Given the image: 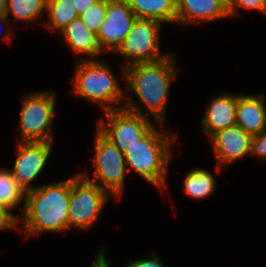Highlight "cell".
<instances>
[{
    "mask_svg": "<svg viewBox=\"0 0 266 267\" xmlns=\"http://www.w3.org/2000/svg\"><path fill=\"white\" fill-rule=\"evenodd\" d=\"M230 18L226 0H176V24L186 26Z\"/></svg>",
    "mask_w": 266,
    "mask_h": 267,
    "instance_id": "cell-13",
    "label": "cell"
},
{
    "mask_svg": "<svg viewBox=\"0 0 266 267\" xmlns=\"http://www.w3.org/2000/svg\"><path fill=\"white\" fill-rule=\"evenodd\" d=\"M6 1L7 0H0V15L6 14Z\"/></svg>",
    "mask_w": 266,
    "mask_h": 267,
    "instance_id": "cell-30",
    "label": "cell"
},
{
    "mask_svg": "<svg viewBox=\"0 0 266 267\" xmlns=\"http://www.w3.org/2000/svg\"><path fill=\"white\" fill-rule=\"evenodd\" d=\"M110 195L81 173L70 177L69 230L94 227Z\"/></svg>",
    "mask_w": 266,
    "mask_h": 267,
    "instance_id": "cell-7",
    "label": "cell"
},
{
    "mask_svg": "<svg viewBox=\"0 0 266 267\" xmlns=\"http://www.w3.org/2000/svg\"><path fill=\"white\" fill-rule=\"evenodd\" d=\"M107 120H98L97 129L125 154L127 145L143 138L155 125L150 117L129 111L126 108L106 111Z\"/></svg>",
    "mask_w": 266,
    "mask_h": 267,
    "instance_id": "cell-9",
    "label": "cell"
},
{
    "mask_svg": "<svg viewBox=\"0 0 266 267\" xmlns=\"http://www.w3.org/2000/svg\"><path fill=\"white\" fill-rule=\"evenodd\" d=\"M176 64L175 53L171 52L157 62L135 63L127 66L125 81L128 91L135 93L140 104L126 94L124 108L146 117L151 116L155 123L164 124L171 82L179 71ZM140 105L144 106L145 112Z\"/></svg>",
    "mask_w": 266,
    "mask_h": 267,
    "instance_id": "cell-1",
    "label": "cell"
},
{
    "mask_svg": "<svg viewBox=\"0 0 266 267\" xmlns=\"http://www.w3.org/2000/svg\"><path fill=\"white\" fill-rule=\"evenodd\" d=\"M129 265L131 267H165L163 262L160 261L155 252H153V256H151L150 258L146 257L135 261L131 260L129 262Z\"/></svg>",
    "mask_w": 266,
    "mask_h": 267,
    "instance_id": "cell-25",
    "label": "cell"
},
{
    "mask_svg": "<svg viewBox=\"0 0 266 267\" xmlns=\"http://www.w3.org/2000/svg\"><path fill=\"white\" fill-rule=\"evenodd\" d=\"M16 229V220L0 206V230Z\"/></svg>",
    "mask_w": 266,
    "mask_h": 267,
    "instance_id": "cell-26",
    "label": "cell"
},
{
    "mask_svg": "<svg viewBox=\"0 0 266 267\" xmlns=\"http://www.w3.org/2000/svg\"><path fill=\"white\" fill-rule=\"evenodd\" d=\"M48 0H7L6 16H12L13 21L34 22L47 11Z\"/></svg>",
    "mask_w": 266,
    "mask_h": 267,
    "instance_id": "cell-21",
    "label": "cell"
},
{
    "mask_svg": "<svg viewBox=\"0 0 266 267\" xmlns=\"http://www.w3.org/2000/svg\"><path fill=\"white\" fill-rule=\"evenodd\" d=\"M251 136L238 125L215 133L209 140L217 160L216 171L250 155Z\"/></svg>",
    "mask_w": 266,
    "mask_h": 267,
    "instance_id": "cell-12",
    "label": "cell"
},
{
    "mask_svg": "<svg viewBox=\"0 0 266 267\" xmlns=\"http://www.w3.org/2000/svg\"><path fill=\"white\" fill-rule=\"evenodd\" d=\"M106 247H100L91 267H110L109 260L106 258Z\"/></svg>",
    "mask_w": 266,
    "mask_h": 267,
    "instance_id": "cell-27",
    "label": "cell"
},
{
    "mask_svg": "<svg viewBox=\"0 0 266 267\" xmlns=\"http://www.w3.org/2000/svg\"><path fill=\"white\" fill-rule=\"evenodd\" d=\"M227 8L229 17L238 15V8L257 10L266 15V0H228Z\"/></svg>",
    "mask_w": 266,
    "mask_h": 267,
    "instance_id": "cell-23",
    "label": "cell"
},
{
    "mask_svg": "<svg viewBox=\"0 0 266 267\" xmlns=\"http://www.w3.org/2000/svg\"><path fill=\"white\" fill-rule=\"evenodd\" d=\"M108 0H99L89 9L79 15L88 29L97 35L101 24L105 20Z\"/></svg>",
    "mask_w": 266,
    "mask_h": 267,
    "instance_id": "cell-22",
    "label": "cell"
},
{
    "mask_svg": "<svg viewBox=\"0 0 266 267\" xmlns=\"http://www.w3.org/2000/svg\"><path fill=\"white\" fill-rule=\"evenodd\" d=\"M266 96L237 94L236 125L251 137L266 130Z\"/></svg>",
    "mask_w": 266,
    "mask_h": 267,
    "instance_id": "cell-15",
    "label": "cell"
},
{
    "mask_svg": "<svg viewBox=\"0 0 266 267\" xmlns=\"http://www.w3.org/2000/svg\"><path fill=\"white\" fill-rule=\"evenodd\" d=\"M249 156L258 157L261 163L266 162V130L251 138Z\"/></svg>",
    "mask_w": 266,
    "mask_h": 267,
    "instance_id": "cell-24",
    "label": "cell"
},
{
    "mask_svg": "<svg viewBox=\"0 0 266 267\" xmlns=\"http://www.w3.org/2000/svg\"><path fill=\"white\" fill-rule=\"evenodd\" d=\"M54 141L48 142H17V156L13 165V176L25 192L38 186L31 184L46 166ZM31 184V185H30Z\"/></svg>",
    "mask_w": 266,
    "mask_h": 267,
    "instance_id": "cell-11",
    "label": "cell"
},
{
    "mask_svg": "<svg viewBox=\"0 0 266 267\" xmlns=\"http://www.w3.org/2000/svg\"><path fill=\"white\" fill-rule=\"evenodd\" d=\"M23 97L19 113V135L21 136L19 141H54L51 126L56 110V93L44 90L41 93L24 94Z\"/></svg>",
    "mask_w": 266,
    "mask_h": 267,
    "instance_id": "cell-6",
    "label": "cell"
},
{
    "mask_svg": "<svg viewBox=\"0 0 266 267\" xmlns=\"http://www.w3.org/2000/svg\"><path fill=\"white\" fill-rule=\"evenodd\" d=\"M69 200L70 178L27 191L25 207L21 218L16 220V229L20 228L27 239L42 232L69 231Z\"/></svg>",
    "mask_w": 266,
    "mask_h": 267,
    "instance_id": "cell-2",
    "label": "cell"
},
{
    "mask_svg": "<svg viewBox=\"0 0 266 267\" xmlns=\"http://www.w3.org/2000/svg\"><path fill=\"white\" fill-rule=\"evenodd\" d=\"M109 66L99 59H77L71 94L97 102L103 112L124 108L126 94Z\"/></svg>",
    "mask_w": 266,
    "mask_h": 267,
    "instance_id": "cell-4",
    "label": "cell"
},
{
    "mask_svg": "<svg viewBox=\"0 0 266 267\" xmlns=\"http://www.w3.org/2000/svg\"><path fill=\"white\" fill-rule=\"evenodd\" d=\"M25 197L26 192L15 180L12 170L4 167L0 168V206L15 220L20 216L13 214L12 211L23 202V206L20 208L23 213Z\"/></svg>",
    "mask_w": 266,
    "mask_h": 267,
    "instance_id": "cell-18",
    "label": "cell"
},
{
    "mask_svg": "<svg viewBox=\"0 0 266 267\" xmlns=\"http://www.w3.org/2000/svg\"><path fill=\"white\" fill-rule=\"evenodd\" d=\"M161 26L162 23L157 20L136 18L122 45L115 52L128 59L127 62L119 65L124 81L127 66L135 63L157 62L170 54L161 53L159 40Z\"/></svg>",
    "mask_w": 266,
    "mask_h": 267,
    "instance_id": "cell-8",
    "label": "cell"
},
{
    "mask_svg": "<svg viewBox=\"0 0 266 267\" xmlns=\"http://www.w3.org/2000/svg\"><path fill=\"white\" fill-rule=\"evenodd\" d=\"M136 18L127 0H108L105 20L96 35L101 51L115 53L131 30Z\"/></svg>",
    "mask_w": 266,
    "mask_h": 267,
    "instance_id": "cell-10",
    "label": "cell"
},
{
    "mask_svg": "<svg viewBox=\"0 0 266 267\" xmlns=\"http://www.w3.org/2000/svg\"><path fill=\"white\" fill-rule=\"evenodd\" d=\"M94 138V176L90 177L87 171L81 174L119 200L123 195L127 172L125 155L97 128Z\"/></svg>",
    "mask_w": 266,
    "mask_h": 267,
    "instance_id": "cell-5",
    "label": "cell"
},
{
    "mask_svg": "<svg viewBox=\"0 0 266 267\" xmlns=\"http://www.w3.org/2000/svg\"><path fill=\"white\" fill-rule=\"evenodd\" d=\"M164 125L156 123L138 142L127 145L124 154L127 170L135 171L160 191L167 189L168 166L173 156L170 147L178 139L177 133L160 132Z\"/></svg>",
    "mask_w": 266,
    "mask_h": 267,
    "instance_id": "cell-3",
    "label": "cell"
},
{
    "mask_svg": "<svg viewBox=\"0 0 266 267\" xmlns=\"http://www.w3.org/2000/svg\"><path fill=\"white\" fill-rule=\"evenodd\" d=\"M214 175L201 168L190 170L183 180V190L190 198L203 200L210 197L216 190Z\"/></svg>",
    "mask_w": 266,
    "mask_h": 267,
    "instance_id": "cell-19",
    "label": "cell"
},
{
    "mask_svg": "<svg viewBox=\"0 0 266 267\" xmlns=\"http://www.w3.org/2000/svg\"><path fill=\"white\" fill-rule=\"evenodd\" d=\"M98 1L99 0H73V3L78 15H80Z\"/></svg>",
    "mask_w": 266,
    "mask_h": 267,
    "instance_id": "cell-29",
    "label": "cell"
},
{
    "mask_svg": "<svg viewBox=\"0 0 266 267\" xmlns=\"http://www.w3.org/2000/svg\"><path fill=\"white\" fill-rule=\"evenodd\" d=\"M137 18L176 24V0H127Z\"/></svg>",
    "mask_w": 266,
    "mask_h": 267,
    "instance_id": "cell-17",
    "label": "cell"
},
{
    "mask_svg": "<svg viewBox=\"0 0 266 267\" xmlns=\"http://www.w3.org/2000/svg\"><path fill=\"white\" fill-rule=\"evenodd\" d=\"M210 100L200 121L202 132L209 139L218 131L236 125L237 94L223 92Z\"/></svg>",
    "mask_w": 266,
    "mask_h": 267,
    "instance_id": "cell-14",
    "label": "cell"
},
{
    "mask_svg": "<svg viewBox=\"0 0 266 267\" xmlns=\"http://www.w3.org/2000/svg\"><path fill=\"white\" fill-rule=\"evenodd\" d=\"M0 23L2 24V26H5L4 28L2 27V31H4L3 35V39H5L4 41L9 43L8 41H10L13 37L10 35L12 28L9 26L10 24V18L6 16V14L4 15H0ZM10 27V28H9ZM0 30V33H1Z\"/></svg>",
    "mask_w": 266,
    "mask_h": 267,
    "instance_id": "cell-28",
    "label": "cell"
},
{
    "mask_svg": "<svg viewBox=\"0 0 266 267\" xmlns=\"http://www.w3.org/2000/svg\"><path fill=\"white\" fill-rule=\"evenodd\" d=\"M72 52L82 56L81 60L97 59L102 51L99 47L96 34L91 32L80 17L74 19L61 32Z\"/></svg>",
    "mask_w": 266,
    "mask_h": 267,
    "instance_id": "cell-16",
    "label": "cell"
},
{
    "mask_svg": "<svg viewBox=\"0 0 266 267\" xmlns=\"http://www.w3.org/2000/svg\"><path fill=\"white\" fill-rule=\"evenodd\" d=\"M46 12H48L49 22H43L42 25L58 34L79 17L73 0H48Z\"/></svg>",
    "mask_w": 266,
    "mask_h": 267,
    "instance_id": "cell-20",
    "label": "cell"
}]
</instances>
